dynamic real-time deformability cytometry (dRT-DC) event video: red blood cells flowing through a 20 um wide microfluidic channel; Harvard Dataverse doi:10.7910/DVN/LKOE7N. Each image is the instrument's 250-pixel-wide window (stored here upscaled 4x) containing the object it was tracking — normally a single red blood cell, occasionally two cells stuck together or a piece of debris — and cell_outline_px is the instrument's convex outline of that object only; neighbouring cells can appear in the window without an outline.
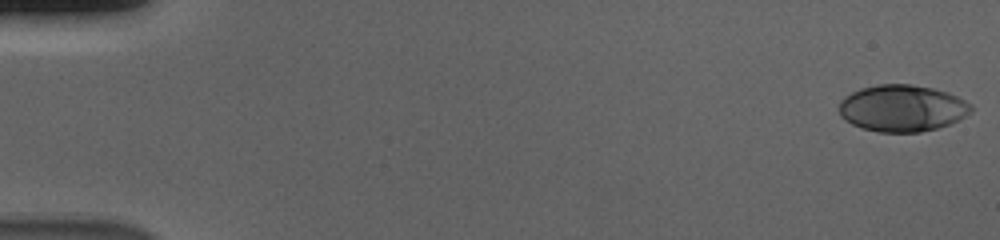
{"species": "human", "species_latin": "Homo sapiens", "temperature_condition": "cold", "stored_images_in_passage": 56, "camera_frame_rate_fps": 3000, "um_per_image_px": 0.085, "donor": {"sex": "male"}, "frame": {"image": 1, "passage_image": 1, "time_ms": 0.0, "image_size_px": [1000, 240], "cell_outline_px": [[972, 112], [948, 124], [936, 128], [920, 132], [880, 132], [864, 128], [852, 124], [844, 120], [840, 116], [840, 100], [844, 96], [860, 88], [880, 84], [912, 84], [932, 88], [948, 92], [972, 104]], "centroid_in_image_um": [76.67, 9.19], "position_along_channel_um": 8.3, "area_um2": 35.84}}
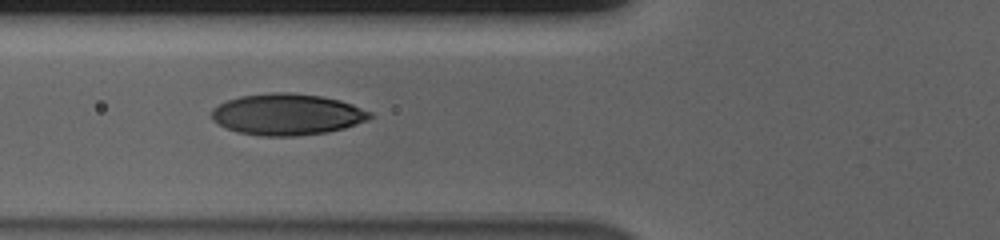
{"frame": {"image": 2, "passage_image": 22, "time_ms": 7.0, "image_size_px": [1000, 240], "cell_outline_px": [[372, 116], [368, 120], [344, 128], [328, 132], [296, 136], [260, 136], [236, 132], [212, 120], [212, 108], [228, 100], [240, 96], [272, 92], [288, 92], [320, 96], [340, 100], [352, 104], [372, 112]], "centroid_in_image_um": [24.41, 9.73], "position_along_channel_um": 101.4, "area_um2": 38.15}}
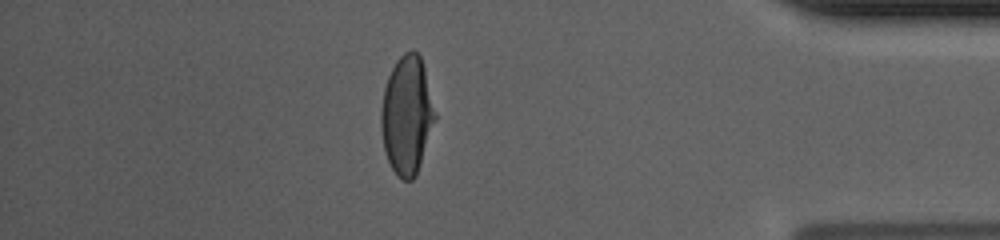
{"frame": {"image": 3, "passage_image": 49, "time_ms": 16.0, "image_size_px": [1000, 240], "cell_outline_px": [[436, 120], [416, 176], [412, 180], [404, 180], [396, 176], [388, 160], [384, 148], [380, 128], [380, 112], [384, 88], [388, 76], [396, 60], [404, 52], [412, 48], [420, 56], [424, 68], [436, 116]], "centroid_in_image_um": [34.57, 9.8], "position_along_channel_um": 400.6, "area_um2": 37.28}, "authors_computed_cell_mechanics": {"area_um2": 37.3388, "velocity_mm_per_s": 3.7008, "shape_relaxation_time_tau1_ms": 4.9859, "shape_relaxation_time_tau2_ms": null, "deformation_change_tau1": 0.21, "deformation_change_tau2": null}}